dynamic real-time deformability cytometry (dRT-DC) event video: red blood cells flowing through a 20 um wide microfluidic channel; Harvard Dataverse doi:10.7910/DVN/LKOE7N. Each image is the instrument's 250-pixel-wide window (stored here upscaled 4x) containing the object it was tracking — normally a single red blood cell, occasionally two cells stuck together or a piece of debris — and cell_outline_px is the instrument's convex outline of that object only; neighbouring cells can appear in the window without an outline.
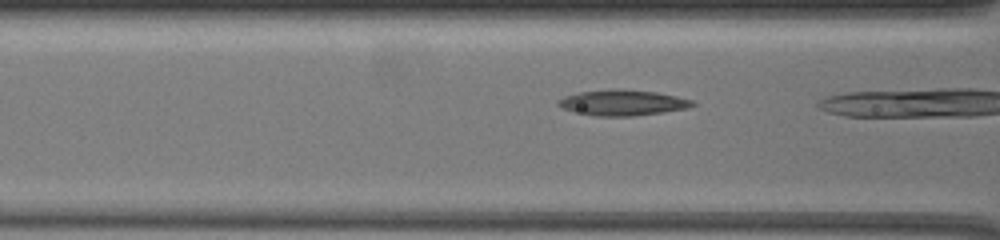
{"species": "common noctule bat (a hibernating species)", "species_latin": "Nyctalus noctula", "temperature_condition": "warm", "stored_images_in_passage": 10, "camera_frame_rate_fps": 3000, "um_per_image_px": 0.085, "animal": {"sex": "female", "body_mass_g": 19.5, "forearm_length_mm": 54.1}, "frame": {"image": 1, "passage_image": 9, "time_ms": 2.667, "image_size_px": [1000, 240], "cell_outline_px": [[696, 104], [688, 108], [664, 112], [632, 116], [596, 116], [572, 112], [556, 104], [556, 100], [564, 96], [580, 92], [612, 88], [656, 92], [676, 96], [692, 100]], "centroid_in_image_um": [52.88, 8.73], "position_along_channel_um": 113.7, "area_um2": 20.17}}